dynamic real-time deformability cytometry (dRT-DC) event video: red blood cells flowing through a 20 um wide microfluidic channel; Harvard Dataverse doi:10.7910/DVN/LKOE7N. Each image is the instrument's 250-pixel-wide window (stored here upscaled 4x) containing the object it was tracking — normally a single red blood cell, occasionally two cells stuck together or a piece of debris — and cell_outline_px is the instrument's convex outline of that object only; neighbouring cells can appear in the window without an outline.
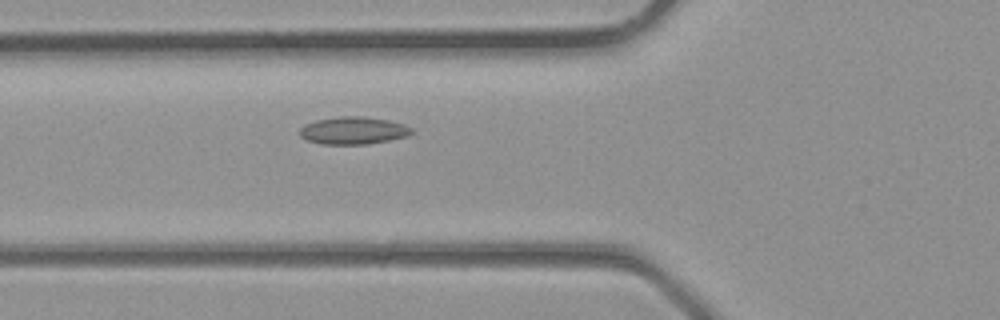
{"species": "common noctule bat (a hibernating species)", "species_latin": "Nyctalus noctula", "temperature_condition": "room temperature", "stored_images_in_passage": 5, "camera_frame_rate_fps": 3000, "um_per_image_px": 0.085, "animal": {"sex": "male", "body_mass_g": 23.1, "forearm_length_mm": 52.7}, "frame": {"image": 1, "passage_image": 5, "time_ms": 1.333, "image_size_px": [1000, 320], "cell_outline_px": [[412, 132], [408, 136], [368, 144], [324, 144], [308, 140], [300, 136], [300, 128], [304, 124], [316, 120], [340, 116], [364, 116], [388, 120], [404, 124], [412, 128]], "centroid_in_image_um": [30.03, 11.09], "position_along_channel_um": 95.8, "area_um2": 17.86}}